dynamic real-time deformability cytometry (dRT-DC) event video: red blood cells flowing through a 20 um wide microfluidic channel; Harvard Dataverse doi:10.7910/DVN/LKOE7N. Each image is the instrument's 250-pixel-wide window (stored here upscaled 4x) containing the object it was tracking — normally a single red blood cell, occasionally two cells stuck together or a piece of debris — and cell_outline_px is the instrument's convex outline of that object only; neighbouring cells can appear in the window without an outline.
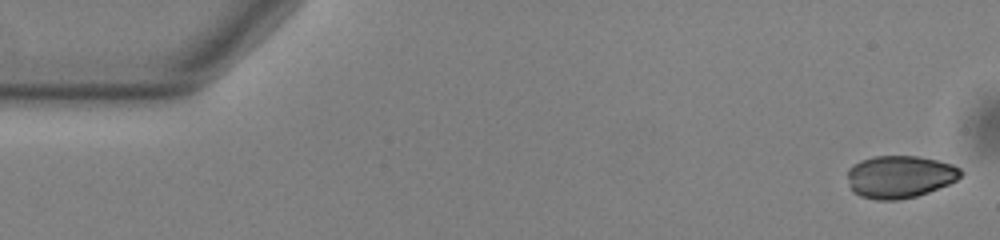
{"species": "common noctule bat (a hibernating species)", "species_latin": "Nyctalus noctula", "temperature_condition": "warm", "stored_images_in_passage": 53, "camera_frame_rate_fps": 3000, "um_per_image_px": 0.085, "animal": {"sex": "male", "body_mass_g": 13.0, "forearm_length_mm": 53.1}, "frame": {"image": 1, "passage_image": 1, "time_ms": 0.0, "image_size_px": [1000, 240], "cell_outline_px": [[964, 172], [956, 180], [948, 184], [928, 192], [916, 196], [896, 200], [876, 200], [860, 196], [852, 192], [848, 184], [848, 168], [852, 164], [860, 160], [872, 156], [916, 156], [936, 160], [952, 164], [960, 168]], "centroid_in_image_um": [76.44, 15.02], "position_along_channel_um": 8.6, "area_um2": 28.21}}
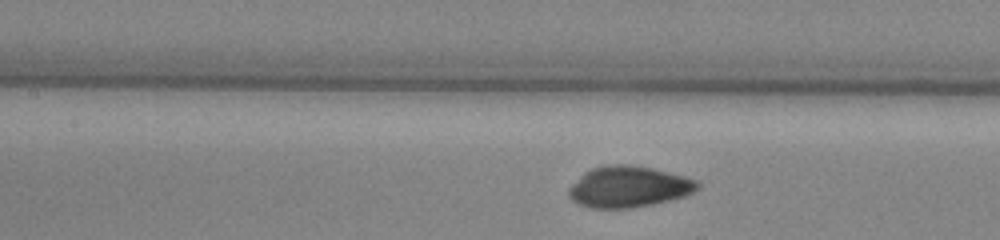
{"frame": {"image": 2, "passage_image": 23, "time_ms": 7.333, "image_size_px": [1000, 240], "cell_outline_px": [[700, 188], [684, 196], [652, 204], [628, 208], [592, 208], [580, 204], [572, 200], [568, 196], [568, 188], [584, 172], [592, 168], [608, 164], [628, 164], [652, 168], [684, 176], [696, 180], [700, 184]], "centroid_in_image_um": [53.42, 15.87], "position_along_channel_um": 154.0, "area_um2": 30.75}}
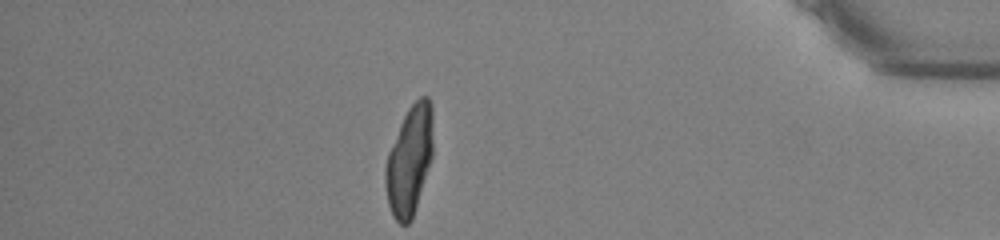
{"frame": {"image": 3, "passage_image": 46, "time_ms": 15.0, "image_size_px": [1000, 240], "cell_outline_px": [[432, 156], [412, 220], [408, 224], [400, 224], [392, 216], [388, 204], [384, 184], [384, 168], [388, 152], [400, 124], [408, 108], [420, 96], [428, 96], [432, 104]], "centroid_in_image_um": [34.78, 13.64], "position_along_channel_um": 400.4, "area_um2": 30.35}}